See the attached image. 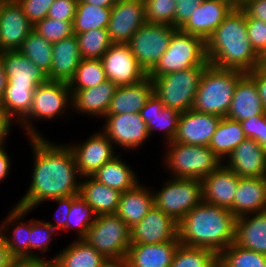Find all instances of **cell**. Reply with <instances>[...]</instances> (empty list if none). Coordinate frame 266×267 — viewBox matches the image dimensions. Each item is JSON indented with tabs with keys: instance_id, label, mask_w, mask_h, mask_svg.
Returning <instances> with one entry per match:
<instances>
[{
	"instance_id": "cell-16",
	"label": "cell",
	"mask_w": 266,
	"mask_h": 267,
	"mask_svg": "<svg viewBox=\"0 0 266 267\" xmlns=\"http://www.w3.org/2000/svg\"><path fill=\"white\" fill-rule=\"evenodd\" d=\"M177 226L178 222L153 205L145 217L130 228L131 244L179 241Z\"/></svg>"
},
{
	"instance_id": "cell-57",
	"label": "cell",
	"mask_w": 266,
	"mask_h": 267,
	"mask_svg": "<svg viewBox=\"0 0 266 267\" xmlns=\"http://www.w3.org/2000/svg\"><path fill=\"white\" fill-rule=\"evenodd\" d=\"M5 146L4 143H0V182L7 179L12 167L11 158Z\"/></svg>"
},
{
	"instance_id": "cell-45",
	"label": "cell",
	"mask_w": 266,
	"mask_h": 267,
	"mask_svg": "<svg viewBox=\"0 0 266 267\" xmlns=\"http://www.w3.org/2000/svg\"><path fill=\"white\" fill-rule=\"evenodd\" d=\"M218 257L229 267H266V255L240 247L234 243Z\"/></svg>"
},
{
	"instance_id": "cell-25",
	"label": "cell",
	"mask_w": 266,
	"mask_h": 267,
	"mask_svg": "<svg viewBox=\"0 0 266 267\" xmlns=\"http://www.w3.org/2000/svg\"><path fill=\"white\" fill-rule=\"evenodd\" d=\"M140 115L147 123L150 137L157 130L163 135L165 144L173 141L178 128L180 112L164 107L162 101L153 93L141 109Z\"/></svg>"
},
{
	"instance_id": "cell-44",
	"label": "cell",
	"mask_w": 266,
	"mask_h": 267,
	"mask_svg": "<svg viewBox=\"0 0 266 267\" xmlns=\"http://www.w3.org/2000/svg\"><path fill=\"white\" fill-rule=\"evenodd\" d=\"M58 232L47 221L30 219L29 258H43L52 245L54 234ZM37 251V252H36ZM37 253V254H36Z\"/></svg>"
},
{
	"instance_id": "cell-40",
	"label": "cell",
	"mask_w": 266,
	"mask_h": 267,
	"mask_svg": "<svg viewBox=\"0 0 266 267\" xmlns=\"http://www.w3.org/2000/svg\"><path fill=\"white\" fill-rule=\"evenodd\" d=\"M106 80L101 59H81L68 85L72 94L75 90L94 87Z\"/></svg>"
},
{
	"instance_id": "cell-38",
	"label": "cell",
	"mask_w": 266,
	"mask_h": 267,
	"mask_svg": "<svg viewBox=\"0 0 266 267\" xmlns=\"http://www.w3.org/2000/svg\"><path fill=\"white\" fill-rule=\"evenodd\" d=\"M110 17L111 8L78 2L73 21V32L76 35L92 29H107Z\"/></svg>"
},
{
	"instance_id": "cell-10",
	"label": "cell",
	"mask_w": 266,
	"mask_h": 267,
	"mask_svg": "<svg viewBox=\"0 0 266 267\" xmlns=\"http://www.w3.org/2000/svg\"><path fill=\"white\" fill-rule=\"evenodd\" d=\"M169 178L164 181L159 191H152L154 205L179 222L203 201L202 180Z\"/></svg>"
},
{
	"instance_id": "cell-65",
	"label": "cell",
	"mask_w": 266,
	"mask_h": 267,
	"mask_svg": "<svg viewBox=\"0 0 266 267\" xmlns=\"http://www.w3.org/2000/svg\"><path fill=\"white\" fill-rule=\"evenodd\" d=\"M259 145L263 148L264 152L266 153V133L264 139H259Z\"/></svg>"
},
{
	"instance_id": "cell-21",
	"label": "cell",
	"mask_w": 266,
	"mask_h": 267,
	"mask_svg": "<svg viewBox=\"0 0 266 267\" xmlns=\"http://www.w3.org/2000/svg\"><path fill=\"white\" fill-rule=\"evenodd\" d=\"M223 164L239 177H266V153L253 139L239 143Z\"/></svg>"
},
{
	"instance_id": "cell-41",
	"label": "cell",
	"mask_w": 266,
	"mask_h": 267,
	"mask_svg": "<svg viewBox=\"0 0 266 267\" xmlns=\"http://www.w3.org/2000/svg\"><path fill=\"white\" fill-rule=\"evenodd\" d=\"M96 215L89 204H87L79 194L73 195L70 211L67 215L66 229L73 230L76 239H84L88 229L95 222Z\"/></svg>"
},
{
	"instance_id": "cell-31",
	"label": "cell",
	"mask_w": 266,
	"mask_h": 267,
	"mask_svg": "<svg viewBox=\"0 0 266 267\" xmlns=\"http://www.w3.org/2000/svg\"><path fill=\"white\" fill-rule=\"evenodd\" d=\"M152 187L140 182L122 193L116 215L131 228L139 223L154 205Z\"/></svg>"
},
{
	"instance_id": "cell-54",
	"label": "cell",
	"mask_w": 266,
	"mask_h": 267,
	"mask_svg": "<svg viewBox=\"0 0 266 267\" xmlns=\"http://www.w3.org/2000/svg\"><path fill=\"white\" fill-rule=\"evenodd\" d=\"M240 7L249 17L266 23V0H244Z\"/></svg>"
},
{
	"instance_id": "cell-9",
	"label": "cell",
	"mask_w": 266,
	"mask_h": 267,
	"mask_svg": "<svg viewBox=\"0 0 266 267\" xmlns=\"http://www.w3.org/2000/svg\"><path fill=\"white\" fill-rule=\"evenodd\" d=\"M84 240L107 259L125 260L130 228L116 214L96 216Z\"/></svg>"
},
{
	"instance_id": "cell-63",
	"label": "cell",
	"mask_w": 266,
	"mask_h": 267,
	"mask_svg": "<svg viewBox=\"0 0 266 267\" xmlns=\"http://www.w3.org/2000/svg\"><path fill=\"white\" fill-rule=\"evenodd\" d=\"M253 71H266V50L259 56V64Z\"/></svg>"
},
{
	"instance_id": "cell-13",
	"label": "cell",
	"mask_w": 266,
	"mask_h": 267,
	"mask_svg": "<svg viewBox=\"0 0 266 267\" xmlns=\"http://www.w3.org/2000/svg\"><path fill=\"white\" fill-rule=\"evenodd\" d=\"M101 61L107 80L117 86L136 84L147 77L128 44L113 43Z\"/></svg>"
},
{
	"instance_id": "cell-42",
	"label": "cell",
	"mask_w": 266,
	"mask_h": 267,
	"mask_svg": "<svg viewBox=\"0 0 266 267\" xmlns=\"http://www.w3.org/2000/svg\"><path fill=\"white\" fill-rule=\"evenodd\" d=\"M76 37L82 59H101L113 44L107 29H92Z\"/></svg>"
},
{
	"instance_id": "cell-53",
	"label": "cell",
	"mask_w": 266,
	"mask_h": 267,
	"mask_svg": "<svg viewBox=\"0 0 266 267\" xmlns=\"http://www.w3.org/2000/svg\"><path fill=\"white\" fill-rule=\"evenodd\" d=\"M49 202H56L58 205V208L56 209V212L54 213V218L56 220L54 224L48 221L52 227L55 228V230L58 231H64L66 229V220H67V215L70 211L71 203L73 202V195L68 196V197H62V198H56L53 200H50ZM56 214V215H55Z\"/></svg>"
},
{
	"instance_id": "cell-23",
	"label": "cell",
	"mask_w": 266,
	"mask_h": 267,
	"mask_svg": "<svg viewBox=\"0 0 266 267\" xmlns=\"http://www.w3.org/2000/svg\"><path fill=\"white\" fill-rule=\"evenodd\" d=\"M239 176L222 164L202 180L203 201L225 207L233 213Z\"/></svg>"
},
{
	"instance_id": "cell-66",
	"label": "cell",
	"mask_w": 266,
	"mask_h": 267,
	"mask_svg": "<svg viewBox=\"0 0 266 267\" xmlns=\"http://www.w3.org/2000/svg\"><path fill=\"white\" fill-rule=\"evenodd\" d=\"M221 1H226V2H239L238 0H221Z\"/></svg>"
},
{
	"instance_id": "cell-12",
	"label": "cell",
	"mask_w": 266,
	"mask_h": 267,
	"mask_svg": "<svg viewBox=\"0 0 266 267\" xmlns=\"http://www.w3.org/2000/svg\"><path fill=\"white\" fill-rule=\"evenodd\" d=\"M103 119V129L100 130L114 146H119L125 151L140 150L139 148L151 138L147 123L140 113L107 114Z\"/></svg>"
},
{
	"instance_id": "cell-6",
	"label": "cell",
	"mask_w": 266,
	"mask_h": 267,
	"mask_svg": "<svg viewBox=\"0 0 266 267\" xmlns=\"http://www.w3.org/2000/svg\"><path fill=\"white\" fill-rule=\"evenodd\" d=\"M69 109H72V101L68 82L48 80L36 88L30 112L18 124L28 138L44 137L32 121H50L63 117V114L68 116Z\"/></svg>"
},
{
	"instance_id": "cell-59",
	"label": "cell",
	"mask_w": 266,
	"mask_h": 267,
	"mask_svg": "<svg viewBox=\"0 0 266 267\" xmlns=\"http://www.w3.org/2000/svg\"><path fill=\"white\" fill-rule=\"evenodd\" d=\"M13 123L5 116L2 106L0 105V143H7Z\"/></svg>"
},
{
	"instance_id": "cell-26",
	"label": "cell",
	"mask_w": 266,
	"mask_h": 267,
	"mask_svg": "<svg viewBox=\"0 0 266 267\" xmlns=\"http://www.w3.org/2000/svg\"><path fill=\"white\" fill-rule=\"evenodd\" d=\"M180 241L158 244H131L125 262L127 267H170Z\"/></svg>"
},
{
	"instance_id": "cell-35",
	"label": "cell",
	"mask_w": 266,
	"mask_h": 267,
	"mask_svg": "<svg viewBox=\"0 0 266 267\" xmlns=\"http://www.w3.org/2000/svg\"><path fill=\"white\" fill-rule=\"evenodd\" d=\"M53 257L59 267H99L107 260L84 239H75Z\"/></svg>"
},
{
	"instance_id": "cell-60",
	"label": "cell",
	"mask_w": 266,
	"mask_h": 267,
	"mask_svg": "<svg viewBox=\"0 0 266 267\" xmlns=\"http://www.w3.org/2000/svg\"><path fill=\"white\" fill-rule=\"evenodd\" d=\"M78 2H85L97 7L112 8L115 0H78Z\"/></svg>"
},
{
	"instance_id": "cell-22",
	"label": "cell",
	"mask_w": 266,
	"mask_h": 267,
	"mask_svg": "<svg viewBox=\"0 0 266 267\" xmlns=\"http://www.w3.org/2000/svg\"><path fill=\"white\" fill-rule=\"evenodd\" d=\"M30 212L31 210L14 205L0 223V232L15 259L29 258L30 218H25ZM10 231L11 235H8Z\"/></svg>"
},
{
	"instance_id": "cell-19",
	"label": "cell",
	"mask_w": 266,
	"mask_h": 267,
	"mask_svg": "<svg viewBox=\"0 0 266 267\" xmlns=\"http://www.w3.org/2000/svg\"><path fill=\"white\" fill-rule=\"evenodd\" d=\"M0 60L8 78L7 86L36 89L40 84L49 80L47 74L19 50L1 51Z\"/></svg>"
},
{
	"instance_id": "cell-8",
	"label": "cell",
	"mask_w": 266,
	"mask_h": 267,
	"mask_svg": "<svg viewBox=\"0 0 266 267\" xmlns=\"http://www.w3.org/2000/svg\"><path fill=\"white\" fill-rule=\"evenodd\" d=\"M206 66H196L162 76H148L152 80L153 93L164 107L180 113L191 110L198 90L199 80Z\"/></svg>"
},
{
	"instance_id": "cell-27",
	"label": "cell",
	"mask_w": 266,
	"mask_h": 267,
	"mask_svg": "<svg viewBox=\"0 0 266 267\" xmlns=\"http://www.w3.org/2000/svg\"><path fill=\"white\" fill-rule=\"evenodd\" d=\"M266 211V177H240L233 201V214L238 218Z\"/></svg>"
},
{
	"instance_id": "cell-29",
	"label": "cell",
	"mask_w": 266,
	"mask_h": 267,
	"mask_svg": "<svg viewBox=\"0 0 266 267\" xmlns=\"http://www.w3.org/2000/svg\"><path fill=\"white\" fill-rule=\"evenodd\" d=\"M78 40L72 35L52 44V65L49 80L69 82L81 61Z\"/></svg>"
},
{
	"instance_id": "cell-43",
	"label": "cell",
	"mask_w": 266,
	"mask_h": 267,
	"mask_svg": "<svg viewBox=\"0 0 266 267\" xmlns=\"http://www.w3.org/2000/svg\"><path fill=\"white\" fill-rule=\"evenodd\" d=\"M218 255L209 249L179 244L170 267H213Z\"/></svg>"
},
{
	"instance_id": "cell-4",
	"label": "cell",
	"mask_w": 266,
	"mask_h": 267,
	"mask_svg": "<svg viewBox=\"0 0 266 267\" xmlns=\"http://www.w3.org/2000/svg\"><path fill=\"white\" fill-rule=\"evenodd\" d=\"M246 73L234 69H220L208 64L201 74L193 111L226 117L237 82Z\"/></svg>"
},
{
	"instance_id": "cell-7",
	"label": "cell",
	"mask_w": 266,
	"mask_h": 267,
	"mask_svg": "<svg viewBox=\"0 0 266 267\" xmlns=\"http://www.w3.org/2000/svg\"><path fill=\"white\" fill-rule=\"evenodd\" d=\"M208 64L205 41L177 29L172 34L166 52L147 76H162Z\"/></svg>"
},
{
	"instance_id": "cell-14",
	"label": "cell",
	"mask_w": 266,
	"mask_h": 267,
	"mask_svg": "<svg viewBox=\"0 0 266 267\" xmlns=\"http://www.w3.org/2000/svg\"><path fill=\"white\" fill-rule=\"evenodd\" d=\"M67 145L73 153L81 177L92 176L118 153L112 141L101 130L94 132L85 141Z\"/></svg>"
},
{
	"instance_id": "cell-30",
	"label": "cell",
	"mask_w": 266,
	"mask_h": 267,
	"mask_svg": "<svg viewBox=\"0 0 266 267\" xmlns=\"http://www.w3.org/2000/svg\"><path fill=\"white\" fill-rule=\"evenodd\" d=\"M152 94L153 84L148 76L139 83L118 86L107 114L140 113Z\"/></svg>"
},
{
	"instance_id": "cell-32",
	"label": "cell",
	"mask_w": 266,
	"mask_h": 267,
	"mask_svg": "<svg viewBox=\"0 0 266 267\" xmlns=\"http://www.w3.org/2000/svg\"><path fill=\"white\" fill-rule=\"evenodd\" d=\"M234 244L266 255V211L236 219Z\"/></svg>"
},
{
	"instance_id": "cell-34",
	"label": "cell",
	"mask_w": 266,
	"mask_h": 267,
	"mask_svg": "<svg viewBox=\"0 0 266 267\" xmlns=\"http://www.w3.org/2000/svg\"><path fill=\"white\" fill-rule=\"evenodd\" d=\"M120 156L117 153L116 156L94 172L91 177L99 183L123 193L135 187L141 181L138 180L134 168L130 167L125 159Z\"/></svg>"
},
{
	"instance_id": "cell-33",
	"label": "cell",
	"mask_w": 266,
	"mask_h": 267,
	"mask_svg": "<svg viewBox=\"0 0 266 267\" xmlns=\"http://www.w3.org/2000/svg\"><path fill=\"white\" fill-rule=\"evenodd\" d=\"M81 180L79 195L91 206L96 216L116 214L122 192L99 183L91 176L81 177Z\"/></svg>"
},
{
	"instance_id": "cell-52",
	"label": "cell",
	"mask_w": 266,
	"mask_h": 267,
	"mask_svg": "<svg viewBox=\"0 0 266 267\" xmlns=\"http://www.w3.org/2000/svg\"><path fill=\"white\" fill-rule=\"evenodd\" d=\"M202 0H176L174 27L180 29L192 16Z\"/></svg>"
},
{
	"instance_id": "cell-5",
	"label": "cell",
	"mask_w": 266,
	"mask_h": 267,
	"mask_svg": "<svg viewBox=\"0 0 266 267\" xmlns=\"http://www.w3.org/2000/svg\"><path fill=\"white\" fill-rule=\"evenodd\" d=\"M161 162L172 178L203 180L223 162L208 146L169 142Z\"/></svg>"
},
{
	"instance_id": "cell-62",
	"label": "cell",
	"mask_w": 266,
	"mask_h": 267,
	"mask_svg": "<svg viewBox=\"0 0 266 267\" xmlns=\"http://www.w3.org/2000/svg\"><path fill=\"white\" fill-rule=\"evenodd\" d=\"M99 267H127L125 260L107 259Z\"/></svg>"
},
{
	"instance_id": "cell-58",
	"label": "cell",
	"mask_w": 266,
	"mask_h": 267,
	"mask_svg": "<svg viewBox=\"0 0 266 267\" xmlns=\"http://www.w3.org/2000/svg\"><path fill=\"white\" fill-rule=\"evenodd\" d=\"M15 258L10 254L4 237L0 232V267H14Z\"/></svg>"
},
{
	"instance_id": "cell-11",
	"label": "cell",
	"mask_w": 266,
	"mask_h": 267,
	"mask_svg": "<svg viewBox=\"0 0 266 267\" xmlns=\"http://www.w3.org/2000/svg\"><path fill=\"white\" fill-rule=\"evenodd\" d=\"M177 28L167 24L145 23L127 43L138 64L148 73L166 52Z\"/></svg>"
},
{
	"instance_id": "cell-47",
	"label": "cell",
	"mask_w": 266,
	"mask_h": 267,
	"mask_svg": "<svg viewBox=\"0 0 266 267\" xmlns=\"http://www.w3.org/2000/svg\"><path fill=\"white\" fill-rule=\"evenodd\" d=\"M146 23L167 24L174 27L176 0H144Z\"/></svg>"
},
{
	"instance_id": "cell-56",
	"label": "cell",
	"mask_w": 266,
	"mask_h": 267,
	"mask_svg": "<svg viewBox=\"0 0 266 267\" xmlns=\"http://www.w3.org/2000/svg\"><path fill=\"white\" fill-rule=\"evenodd\" d=\"M247 74L255 81L262 105L266 112V71H251Z\"/></svg>"
},
{
	"instance_id": "cell-1",
	"label": "cell",
	"mask_w": 266,
	"mask_h": 267,
	"mask_svg": "<svg viewBox=\"0 0 266 267\" xmlns=\"http://www.w3.org/2000/svg\"><path fill=\"white\" fill-rule=\"evenodd\" d=\"M28 139L34 166L28 189L15 205L33 211L50 200L79 194L81 176L67 143L46 137Z\"/></svg>"
},
{
	"instance_id": "cell-15",
	"label": "cell",
	"mask_w": 266,
	"mask_h": 267,
	"mask_svg": "<svg viewBox=\"0 0 266 267\" xmlns=\"http://www.w3.org/2000/svg\"><path fill=\"white\" fill-rule=\"evenodd\" d=\"M145 23L144 0H121L111 8L107 30L112 43L127 44Z\"/></svg>"
},
{
	"instance_id": "cell-3",
	"label": "cell",
	"mask_w": 266,
	"mask_h": 267,
	"mask_svg": "<svg viewBox=\"0 0 266 267\" xmlns=\"http://www.w3.org/2000/svg\"><path fill=\"white\" fill-rule=\"evenodd\" d=\"M236 219L229 209L202 201L178 222L177 238L182 245L219 255L234 243Z\"/></svg>"
},
{
	"instance_id": "cell-51",
	"label": "cell",
	"mask_w": 266,
	"mask_h": 267,
	"mask_svg": "<svg viewBox=\"0 0 266 267\" xmlns=\"http://www.w3.org/2000/svg\"><path fill=\"white\" fill-rule=\"evenodd\" d=\"M242 129L247 138L255 140L259 144V139H264L266 133V113L263 115H253L252 117L240 121Z\"/></svg>"
},
{
	"instance_id": "cell-39",
	"label": "cell",
	"mask_w": 266,
	"mask_h": 267,
	"mask_svg": "<svg viewBox=\"0 0 266 267\" xmlns=\"http://www.w3.org/2000/svg\"><path fill=\"white\" fill-rule=\"evenodd\" d=\"M47 75L52 65V44L32 30L18 49Z\"/></svg>"
},
{
	"instance_id": "cell-28",
	"label": "cell",
	"mask_w": 266,
	"mask_h": 267,
	"mask_svg": "<svg viewBox=\"0 0 266 267\" xmlns=\"http://www.w3.org/2000/svg\"><path fill=\"white\" fill-rule=\"evenodd\" d=\"M265 113L257 85L246 73L237 82L226 117L236 121H243L253 115H263Z\"/></svg>"
},
{
	"instance_id": "cell-2",
	"label": "cell",
	"mask_w": 266,
	"mask_h": 267,
	"mask_svg": "<svg viewBox=\"0 0 266 267\" xmlns=\"http://www.w3.org/2000/svg\"><path fill=\"white\" fill-rule=\"evenodd\" d=\"M205 43L209 64L220 69L248 73L259 64L248 38L246 12L240 6L233 8Z\"/></svg>"
},
{
	"instance_id": "cell-37",
	"label": "cell",
	"mask_w": 266,
	"mask_h": 267,
	"mask_svg": "<svg viewBox=\"0 0 266 267\" xmlns=\"http://www.w3.org/2000/svg\"><path fill=\"white\" fill-rule=\"evenodd\" d=\"M36 89H20L6 86L1 106L5 116L13 123H18L30 112L34 91Z\"/></svg>"
},
{
	"instance_id": "cell-18",
	"label": "cell",
	"mask_w": 266,
	"mask_h": 267,
	"mask_svg": "<svg viewBox=\"0 0 266 267\" xmlns=\"http://www.w3.org/2000/svg\"><path fill=\"white\" fill-rule=\"evenodd\" d=\"M32 30L33 25L17 1L0 2V52L18 50Z\"/></svg>"
},
{
	"instance_id": "cell-50",
	"label": "cell",
	"mask_w": 266,
	"mask_h": 267,
	"mask_svg": "<svg viewBox=\"0 0 266 267\" xmlns=\"http://www.w3.org/2000/svg\"><path fill=\"white\" fill-rule=\"evenodd\" d=\"M78 0H55L49 8L47 17L60 21L73 22Z\"/></svg>"
},
{
	"instance_id": "cell-61",
	"label": "cell",
	"mask_w": 266,
	"mask_h": 267,
	"mask_svg": "<svg viewBox=\"0 0 266 267\" xmlns=\"http://www.w3.org/2000/svg\"><path fill=\"white\" fill-rule=\"evenodd\" d=\"M8 84V78L4 71L3 64L0 60V104L3 97L4 90Z\"/></svg>"
},
{
	"instance_id": "cell-64",
	"label": "cell",
	"mask_w": 266,
	"mask_h": 267,
	"mask_svg": "<svg viewBox=\"0 0 266 267\" xmlns=\"http://www.w3.org/2000/svg\"><path fill=\"white\" fill-rule=\"evenodd\" d=\"M213 267H229L219 257L215 260Z\"/></svg>"
},
{
	"instance_id": "cell-20",
	"label": "cell",
	"mask_w": 266,
	"mask_h": 267,
	"mask_svg": "<svg viewBox=\"0 0 266 267\" xmlns=\"http://www.w3.org/2000/svg\"><path fill=\"white\" fill-rule=\"evenodd\" d=\"M220 120L221 117L213 114L201 113L192 109L186 110L180 115L173 141L209 146Z\"/></svg>"
},
{
	"instance_id": "cell-36",
	"label": "cell",
	"mask_w": 266,
	"mask_h": 267,
	"mask_svg": "<svg viewBox=\"0 0 266 267\" xmlns=\"http://www.w3.org/2000/svg\"><path fill=\"white\" fill-rule=\"evenodd\" d=\"M246 138L240 121L223 117L208 147L224 162L237 145Z\"/></svg>"
},
{
	"instance_id": "cell-46",
	"label": "cell",
	"mask_w": 266,
	"mask_h": 267,
	"mask_svg": "<svg viewBox=\"0 0 266 267\" xmlns=\"http://www.w3.org/2000/svg\"><path fill=\"white\" fill-rule=\"evenodd\" d=\"M33 30L51 44L74 35L73 22L58 21L49 17L37 22Z\"/></svg>"
},
{
	"instance_id": "cell-49",
	"label": "cell",
	"mask_w": 266,
	"mask_h": 267,
	"mask_svg": "<svg viewBox=\"0 0 266 267\" xmlns=\"http://www.w3.org/2000/svg\"><path fill=\"white\" fill-rule=\"evenodd\" d=\"M22 7L23 13L34 26L47 17L49 8L55 0H16Z\"/></svg>"
},
{
	"instance_id": "cell-48",
	"label": "cell",
	"mask_w": 266,
	"mask_h": 267,
	"mask_svg": "<svg viewBox=\"0 0 266 267\" xmlns=\"http://www.w3.org/2000/svg\"><path fill=\"white\" fill-rule=\"evenodd\" d=\"M246 23L251 46L260 56L266 50V23L247 14Z\"/></svg>"
},
{
	"instance_id": "cell-55",
	"label": "cell",
	"mask_w": 266,
	"mask_h": 267,
	"mask_svg": "<svg viewBox=\"0 0 266 267\" xmlns=\"http://www.w3.org/2000/svg\"><path fill=\"white\" fill-rule=\"evenodd\" d=\"M14 267H59L56 259L51 258H19L15 260Z\"/></svg>"
},
{
	"instance_id": "cell-24",
	"label": "cell",
	"mask_w": 266,
	"mask_h": 267,
	"mask_svg": "<svg viewBox=\"0 0 266 267\" xmlns=\"http://www.w3.org/2000/svg\"><path fill=\"white\" fill-rule=\"evenodd\" d=\"M117 85L104 81L97 86L75 90L71 94L72 109L81 115L103 119L107 115Z\"/></svg>"
},
{
	"instance_id": "cell-17",
	"label": "cell",
	"mask_w": 266,
	"mask_h": 267,
	"mask_svg": "<svg viewBox=\"0 0 266 267\" xmlns=\"http://www.w3.org/2000/svg\"><path fill=\"white\" fill-rule=\"evenodd\" d=\"M237 6H240V2L202 0L198 8L193 11L190 19L180 30L184 33L200 37L206 42L225 17Z\"/></svg>"
}]
</instances>
